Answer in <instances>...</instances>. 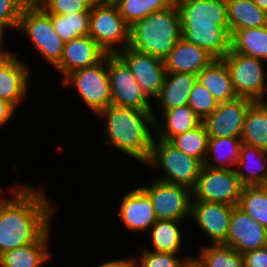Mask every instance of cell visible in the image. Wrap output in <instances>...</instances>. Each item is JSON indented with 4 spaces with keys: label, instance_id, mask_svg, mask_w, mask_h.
Returning <instances> with one entry per match:
<instances>
[{
    "label": "cell",
    "instance_id": "cell-1",
    "mask_svg": "<svg viewBox=\"0 0 267 267\" xmlns=\"http://www.w3.org/2000/svg\"><path fill=\"white\" fill-rule=\"evenodd\" d=\"M10 191L12 198L5 199L0 188V256L36 242L50 229L54 211L40 188L19 184Z\"/></svg>",
    "mask_w": 267,
    "mask_h": 267
},
{
    "label": "cell",
    "instance_id": "cell-2",
    "mask_svg": "<svg viewBox=\"0 0 267 267\" xmlns=\"http://www.w3.org/2000/svg\"><path fill=\"white\" fill-rule=\"evenodd\" d=\"M182 38L204 49L214 59L231 50L226 0H178Z\"/></svg>",
    "mask_w": 267,
    "mask_h": 267
},
{
    "label": "cell",
    "instance_id": "cell-3",
    "mask_svg": "<svg viewBox=\"0 0 267 267\" xmlns=\"http://www.w3.org/2000/svg\"><path fill=\"white\" fill-rule=\"evenodd\" d=\"M97 115L106 118L105 143L147 165L154 140L150 128L155 129L157 120L153 110L111 104Z\"/></svg>",
    "mask_w": 267,
    "mask_h": 267
},
{
    "label": "cell",
    "instance_id": "cell-4",
    "mask_svg": "<svg viewBox=\"0 0 267 267\" xmlns=\"http://www.w3.org/2000/svg\"><path fill=\"white\" fill-rule=\"evenodd\" d=\"M181 38L180 15L173 3L134 23L129 30V47L163 60Z\"/></svg>",
    "mask_w": 267,
    "mask_h": 267
},
{
    "label": "cell",
    "instance_id": "cell-5",
    "mask_svg": "<svg viewBox=\"0 0 267 267\" xmlns=\"http://www.w3.org/2000/svg\"><path fill=\"white\" fill-rule=\"evenodd\" d=\"M17 30L26 34L46 62L54 68L60 63L65 42L56 33L51 14L34 0H30L22 9Z\"/></svg>",
    "mask_w": 267,
    "mask_h": 267
},
{
    "label": "cell",
    "instance_id": "cell-6",
    "mask_svg": "<svg viewBox=\"0 0 267 267\" xmlns=\"http://www.w3.org/2000/svg\"><path fill=\"white\" fill-rule=\"evenodd\" d=\"M161 168L162 177L156 179L194 188L203 163L177 149L169 141L154 138L152 152L147 165Z\"/></svg>",
    "mask_w": 267,
    "mask_h": 267
},
{
    "label": "cell",
    "instance_id": "cell-7",
    "mask_svg": "<svg viewBox=\"0 0 267 267\" xmlns=\"http://www.w3.org/2000/svg\"><path fill=\"white\" fill-rule=\"evenodd\" d=\"M129 30L130 27L119 14L115 4H92L89 36L107 55L118 54L129 46Z\"/></svg>",
    "mask_w": 267,
    "mask_h": 267
},
{
    "label": "cell",
    "instance_id": "cell-8",
    "mask_svg": "<svg viewBox=\"0 0 267 267\" xmlns=\"http://www.w3.org/2000/svg\"><path fill=\"white\" fill-rule=\"evenodd\" d=\"M61 82L64 86H75L85 105L96 115L111 105L107 55L94 66L71 72Z\"/></svg>",
    "mask_w": 267,
    "mask_h": 267
},
{
    "label": "cell",
    "instance_id": "cell-9",
    "mask_svg": "<svg viewBox=\"0 0 267 267\" xmlns=\"http://www.w3.org/2000/svg\"><path fill=\"white\" fill-rule=\"evenodd\" d=\"M222 60L226 63L238 97L253 101L264 100L267 84L263 60L239 54L232 49Z\"/></svg>",
    "mask_w": 267,
    "mask_h": 267
},
{
    "label": "cell",
    "instance_id": "cell-10",
    "mask_svg": "<svg viewBox=\"0 0 267 267\" xmlns=\"http://www.w3.org/2000/svg\"><path fill=\"white\" fill-rule=\"evenodd\" d=\"M242 188L235 169L210 168L203 165L192 189V200L238 206Z\"/></svg>",
    "mask_w": 267,
    "mask_h": 267
},
{
    "label": "cell",
    "instance_id": "cell-11",
    "mask_svg": "<svg viewBox=\"0 0 267 267\" xmlns=\"http://www.w3.org/2000/svg\"><path fill=\"white\" fill-rule=\"evenodd\" d=\"M141 187L150 197L157 220L182 221L191 217L192 190L154 179Z\"/></svg>",
    "mask_w": 267,
    "mask_h": 267
},
{
    "label": "cell",
    "instance_id": "cell-12",
    "mask_svg": "<svg viewBox=\"0 0 267 267\" xmlns=\"http://www.w3.org/2000/svg\"><path fill=\"white\" fill-rule=\"evenodd\" d=\"M107 70L111 89V104L152 110L149 97L138 85L127 64L117 55H107Z\"/></svg>",
    "mask_w": 267,
    "mask_h": 267
},
{
    "label": "cell",
    "instance_id": "cell-13",
    "mask_svg": "<svg viewBox=\"0 0 267 267\" xmlns=\"http://www.w3.org/2000/svg\"><path fill=\"white\" fill-rule=\"evenodd\" d=\"M254 101L244 97L219 103L217 108L202 120L209 138H241L249 106Z\"/></svg>",
    "mask_w": 267,
    "mask_h": 267
},
{
    "label": "cell",
    "instance_id": "cell-14",
    "mask_svg": "<svg viewBox=\"0 0 267 267\" xmlns=\"http://www.w3.org/2000/svg\"><path fill=\"white\" fill-rule=\"evenodd\" d=\"M130 68L138 85L152 99L159 95L167 71L162 59L126 47L117 54Z\"/></svg>",
    "mask_w": 267,
    "mask_h": 267
},
{
    "label": "cell",
    "instance_id": "cell-15",
    "mask_svg": "<svg viewBox=\"0 0 267 267\" xmlns=\"http://www.w3.org/2000/svg\"><path fill=\"white\" fill-rule=\"evenodd\" d=\"M226 245L231 246L240 254L267 246V229L238 206H234Z\"/></svg>",
    "mask_w": 267,
    "mask_h": 267
},
{
    "label": "cell",
    "instance_id": "cell-16",
    "mask_svg": "<svg viewBox=\"0 0 267 267\" xmlns=\"http://www.w3.org/2000/svg\"><path fill=\"white\" fill-rule=\"evenodd\" d=\"M232 205L200 200L191 201V218L213 244H225L233 210Z\"/></svg>",
    "mask_w": 267,
    "mask_h": 267
},
{
    "label": "cell",
    "instance_id": "cell-17",
    "mask_svg": "<svg viewBox=\"0 0 267 267\" xmlns=\"http://www.w3.org/2000/svg\"><path fill=\"white\" fill-rule=\"evenodd\" d=\"M106 55L91 36L76 37L65 43L61 61L55 69L64 79L75 70L96 65Z\"/></svg>",
    "mask_w": 267,
    "mask_h": 267
},
{
    "label": "cell",
    "instance_id": "cell-18",
    "mask_svg": "<svg viewBox=\"0 0 267 267\" xmlns=\"http://www.w3.org/2000/svg\"><path fill=\"white\" fill-rule=\"evenodd\" d=\"M119 208L120 219L130 231L147 232L157 221L151 199L141 187L126 193Z\"/></svg>",
    "mask_w": 267,
    "mask_h": 267
},
{
    "label": "cell",
    "instance_id": "cell-19",
    "mask_svg": "<svg viewBox=\"0 0 267 267\" xmlns=\"http://www.w3.org/2000/svg\"><path fill=\"white\" fill-rule=\"evenodd\" d=\"M29 68L17 54L0 60V99L15 108L25 98L29 86Z\"/></svg>",
    "mask_w": 267,
    "mask_h": 267
},
{
    "label": "cell",
    "instance_id": "cell-20",
    "mask_svg": "<svg viewBox=\"0 0 267 267\" xmlns=\"http://www.w3.org/2000/svg\"><path fill=\"white\" fill-rule=\"evenodd\" d=\"M214 58L204 49L181 38L163 59L167 72L198 74Z\"/></svg>",
    "mask_w": 267,
    "mask_h": 267
},
{
    "label": "cell",
    "instance_id": "cell-21",
    "mask_svg": "<svg viewBox=\"0 0 267 267\" xmlns=\"http://www.w3.org/2000/svg\"><path fill=\"white\" fill-rule=\"evenodd\" d=\"M197 82V75L193 73L167 72L159 95L155 98L164 112L188 105L189 94Z\"/></svg>",
    "mask_w": 267,
    "mask_h": 267
},
{
    "label": "cell",
    "instance_id": "cell-22",
    "mask_svg": "<svg viewBox=\"0 0 267 267\" xmlns=\"http://www.w3.org/2000/svg\"><path fill=\"white\" fill-rule=\"evenodd\" d=\"M235 171L243 186H260L267 178V151L242 143Z\"/></svg>",
    "mask_w": 267,
    "mask_h": 267
},
{
    "label": "cell",
    "instance_id": "cell-23",
    "mask_svg": "<svg viewBox=\"0 0 267 267\" xmlns=\"http://www.w3.org/2000/svg\"><path fill=\"white\" fill-rule=\"evenodd\" d=\"M47 230L36 242L9 250L0 256V267H41L51 257Z\"/></svg>",
    "mask_w": 267,
    "mask_h": 267
},
{
    "label": "cell",
    "instance_id": "cell-24",
    "mask_svg": "<svg viewBox=\"0 0 267 267\" xmlns=\"http://www.w3.org/2000/svg\"><path fill=\"white\" fill-rule=\"evenodd\" d=\"M197 80L213 95L218 103L236 99L229 70L222 59H214L197 74Z\"/></svg>",
    "mask_w": 267,
    "mask_h": 267
},
{
    "label": "cell",
    "instance_id": "cell-25",
    "mask_svg": "<svg viewBox=\"0 0 267 267\" xmlns=\"http://www.w3.org/2000/svg\"><path fill=\"white\" fill-rule=\"evenodd\" d=\"M231 36L239 29L267 26V12L253 0H226Z\"/></svg>",
    "mask_w": 267,
    "mask_h": 267
},
{
    "label": "cell",
    "instance_id": "cell-26",
    "mask_svg": "<svg viewBox=\"0 0 267 267\" xmlns=\"http://www.w3.org/2000/svg\"><path fill=\"white\" fill-rule=\"evenodd\" d=\"M162 124L155 121V129L159 131L157 138L170 141L174 136L195 129L202 123L189 105L176 107L163 113ZM164 123V124H163ZM162 125V126H161Z\"/></svg>",
    "mask_w": 267,
    "mask_h": 267
},
{
    "label": "cell",
    "instance_id": "cell-27",
    "mask_svg": "<svg viewBox=\"0 0 267 267\" xmlns=\"http://www.w3.org/2000/svg\"><path fill=\"white\" fill-rule=\"evenodd\" d=\"M241 141L267 151V106L254 101L248 108L243 124Z\"/></svg>",
    "mask_w": 267,
    "mask_h": 267
},
{
    "label": "cell",
    "instance_id": "cell-28",
    "mask_svg": "<svg viewBox=\"0 0 267 267\" xmlns=\"http://www.w3.org/2000/svg\"><path fill=\"white\" fill-rule=\"evenodd\" d=\"M241 144V138H209L204 165L210 168L235 169Z\"/></svg>",
    "mask_w": 267,
    "mask_h": 267
},
{
    "label": "cell",
    "instance_id": "cell-29",
    "mask_svg": "<svg viewBox=\"0 0 267 267\" xmlns=\"http://www.w3.org/2000/svg\"><path fill=\"white\" fill-rule=\"evenodd\" d=\"M231 49L267 61V26L237 30L231 36Z\"/></svg>",
    "mask_w": 267,
    "mask_h": 267
},
{
    "label": "cell",
    "instance_id": "cell-30",
    "mask_svg": "<svg viewBox=\"0 0 267 267\" xmlns=\"http://www.w3.org/2000/svg\"><path fill=\"white\" fill-rule=\"evenodd\" d=\"M175 220H157L149 229L152 246L157 252L178 254L182 245V232Z\"/></svg>",
    "mask_w": 267,
    "mask_h": 267
},
{
    "label": "cell",
    "instance_id": "cell-31",
    "mask_svg": "<svg viewBox=\"0 0 267 267\" xmlns=\"http://www.w3.org/2000/svg\"><path fill=\"white\" fill-rule=\"evenodd\" d=\"M125 23L131 27L150 13L166 10L172 0H117L114 3Z\"/></svg>",
    "mask_w": 267,
    "mask_h": 267
},
{
    "label": "cell",
    "instance_id": "cell-32",
    "mask_svg": "<svg viewBox=\"0 0 267 267\" xmlns=\"http://www.w3.org/2000/svg\"><path fill=\"white\" fill-rule=\"evenodd\" d=\"M51 19L56 33L65 43L76 37L89 35L90 12L51 14Z\"/></svg>",
    "mask_w": 267,
    "mask_h": 267
},
{
    "label": "cell",
    "instance_id": "cell-33",
    "mask_svg": "<svg viewBox=\"0 0 267 267\" xmlns=\"http://www.w3.org/2000/svg\"><path fill=\"white\" fill-rule=\"evenodd\" d=\"M209 135L201 123L195 129L174 136L169 142L185 154L200 160L203 164L208 150Z\"/></svg>",
    "mask_w": 267,
    "mask_h": 267
},
{
    "label": "cell",
    "instance_id": "cell-34",
    "mask_svg": "<svg viewBox=\"0 0 267 267\" xmlns=\"http://www.w3.org/2000/svg\"><path fill=\"white\" fill-rule=\"evenodd\" d=\"M196 258L204 267H244L243 255L225 244L204 246Z\"/></svg>",
    "mask_w": 267,
    "mask_h": 267
},
{
    "label": "cell",
    "instance_id": "cell-35",
    "mask_svg": "<svg viewBox=\"0 0 267 267\" xmlns=\"http://www.w3.org/2000/svg\"><path fill=\"white\" fill-rule=\"evenodd\" d=\"M238 207L267 229V194L260 186H243Z\"/></svg>",
    "mask_w": 267,
    "mask_h": 267
},
{
    "label": "cell",
    "instance_id": "cell-36",
    "mask_svg": "<svg viewBox=\"0 0 267 267\" xmlns=\"http://www.w3.org/2000/svg\"><path fill=\"white\" fill-rule=\"evenodd\" d=\"M218 104L213 95L197 80L188 99V105L196 115L203 120L217 108Z\"/></svg>",
    "mask_w": 267,
    "mask_h": 267
},
{
    "label": "cell",
    "instance_id": "cell-37",
    "mask_svg": "<svg viewBox=\"0 0 267 267\" xmlns=\"http://www.w3.org/2000/svg\"><path fill=\"white\" fill-rule=\"evenodd\" d=\"M47 13L67 15L69 13L90 12L93 0H34Z\"/></svg>",
    "mask_w": 267,
    "mask_h": 267
},
{
    "label": "cell",
    "instance_id": "cell-38",
    "mask_svg": "<svg viewBox=\"0 0 267 267\" xmlns=\"http://www.w3.org/2000/svg\"><path fill=\"white\" fill-rule=\"evenodd\" d=\"M142 249L141 258L139 261L135 260L136 267H183L188 259H180L179 255L174 253L151 251L143 247Z\"/></svg>",
    "mask_w": 267,
    "mask_h": 267
},
{
    "label": "cell",
    "instance_id": "cell-39",
    "mask_svg": "<svg viewBox=\"0 0 267 267\" xmlns=\"http://www.w3.org/2000/svg\"><path fill=\"white\" fill-rule=\"evenodd\" d=\"M30 0H0V22L18 29L22 9Z\"/></svg>",
    "mask_w": 267,
    "mask_h": 267
},
{
    "label": "cell",
    "instance_id": "cell-40",
    "mask_svg": "<svg viewBox=\"0 0 267 267\" xmlns=\"http://www.w3.org/2000/svg\"><path fill=\"white\" fill-rule=\"evenodd\" d=\"M244 267H267V246L242 254Z\"/></svg>",
    "mask_w": 267,
    "mask_h": 267
},
{
    "label": "cell",
    "instance_id": "cell-41",
    "mask_svg": "<svg viewBox=\"0 0 267 267\" xmlns=\"http://www.w3.org/2000/svg\"><path fill=\"white\" fill-rule=\"evenodd\" d=\"M16 108L9 102L0 99V127L7 125V123L13 118Z\"/></svg>",
    "mask_w": 267,
    "mask_h": 267
},
{
    "label": "cell",
    "instance_id": "cell-42",
    "mask_svg": "<svg viewBox=\"0 0 267 267\" xmlns=\"http://www.w3.org/2000/svg\"><path fill=\"white\" fill-rule=\"evenodd\" d=\"M97 267H136L135 259H116L106 261L105 263L99 264Z\"/></svg>",
    "mask_w": 267,
    "mask_h": 267
},
{
    "label": "cell",
    "instance_id": "cell-43",
    "mask_svg": "<svg viewBox=\"0 0 267 267\" xmlns=\"http://www.w3.org/2000/svg\"><path fill=\"white\" fill-rule=\"evenodd\" d=\"M7 28H11V27L9 25H6L5 23L0 22V60L3 58H6L8 56H12V55L16 54V53H12L11 51H7V50L3 49L4 48L3 47V40H4L3 39V35H4L3 32H5V30Z\"/></svg>",
    "mask_w": 267,
    "mask_h": 267
},
{
    "label": "cell",
    "instance_id": "cell-44",
    "mask_svg": "<svg viewBox=\"0 0 267 267\" xmlns=\"http://www.w3.org/2000/svg\"><path fill=\"white\" fill-rule=\"evenodd\" d=\"M183 267H204L203 264L196 258V256H190L184 262Z\"/></svg>",
    "mask_w": 267,
    "mask_h": 267
},
{
    "label": "cell",
    "instance_id": "cell-45",
    "mask_svg": "<svg viewBox=\"0 0 267 267\" xmlns=\"http://www.w3.org/2000/svg\"><path fill=\"white\" fill-rule=\"evenodd\" d=\"M262 10L267 12V0H253Z\"/></svg>",
    "mask_w": 267,
    "mask_h": 267
},
{
    "label": "cell",
    "instance_id": "cell-46",
    "mask_svg": "<svg viewBox=\"0 0 267 267\" xmlns=\"http://www.w3.org/2000/svg\"><path fill=\"white\" fill-rule=\"evenodd\" d=\"M117 0H93L94 3H110L114 4Z\"/></svg>",
    "mask_w": 267,
    "mask_h": 267
},
{
    "label": "cell",
    "instance_id": "cell-47",
    "mask_svg": "<svg viewBox=\"0 0 267 267\" xmlns=\"http://www.w3.org/2000/svg\"><path fill=\"white\" fill-rule=\"evenodd\" d=\"M260 187L267 194V178L263 181V183L260 185Z\"/></svg>",
    "mask_w": 267,
    "mask_h": 267
},
{
    "label": "cell",
    "instance_id": "cell-48",
    "mask_svg": "<svg viewBox=\"0 0 267 267\" xmlns=\"http://www.w3.org/2000/svg\"><path fill=\"white\" fill-rule=\"evenodd\" d=\"M267 97L263 100V102L265 103V105L267 106Z\"/></svg>",
    "mask_w": 267,
    "mask_h": 267
}]
</instances>
